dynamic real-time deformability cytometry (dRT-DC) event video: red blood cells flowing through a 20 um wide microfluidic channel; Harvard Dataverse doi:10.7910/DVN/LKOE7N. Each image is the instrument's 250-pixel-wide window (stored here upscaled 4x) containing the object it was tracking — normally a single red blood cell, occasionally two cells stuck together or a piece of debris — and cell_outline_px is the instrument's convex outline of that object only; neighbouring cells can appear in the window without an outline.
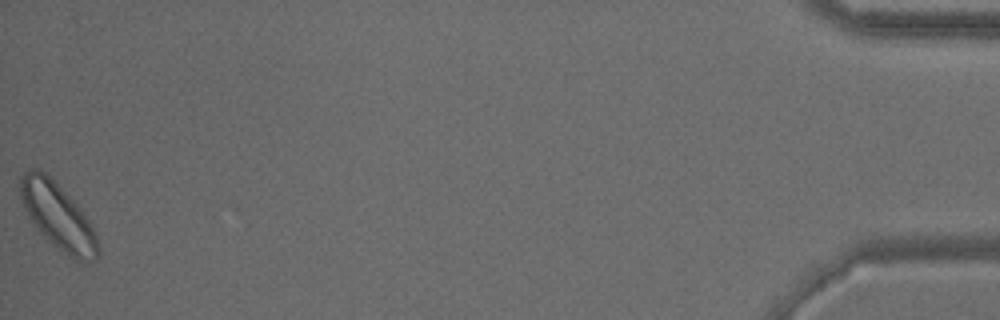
{"species": "common noctule bat (a hibernating species)", "species_latin": "Nyctalus noctula", "temperature_condition": "warm", "stored_images_in_passage": 32, "camera_frame_rate_fps": 3000, "um_per_image_px": 0.085, "animal": {"sex": "male", "body_mass_g": 15.6}, "frame": {"image": 1, "passage_image": 32, "time_ms": 10.333, "image_size_px": [1000, 320], "cell_outline_px": [[100, 256], [96, 260], [80, 264], [52, 244], [36, 228], [28, 216], [24, 208], [20, 196], [20, 176], [28, 168], [40, 168], [80, 208], [96, 232], [100, 248]], "centroid_in_image_um": [4.94, 18.43], "position_along_channel_um": 430.3, "area_um2": 30.0}}